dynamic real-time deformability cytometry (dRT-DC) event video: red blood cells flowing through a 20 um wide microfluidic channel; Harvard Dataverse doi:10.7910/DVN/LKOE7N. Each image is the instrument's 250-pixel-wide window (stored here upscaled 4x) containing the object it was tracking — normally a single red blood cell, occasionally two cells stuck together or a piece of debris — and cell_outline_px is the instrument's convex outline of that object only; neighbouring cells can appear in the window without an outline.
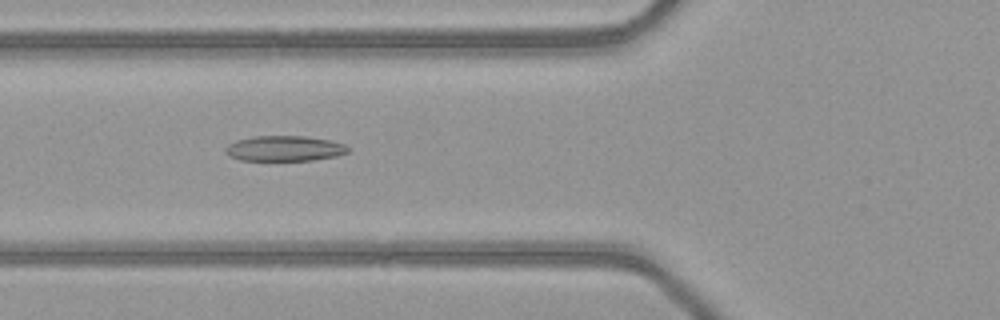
{"species": "common noctule bat (a hibernating species)", "species_latin": "Nyctalus noctula", "temperature_condition": "warm", "stored_images_in_passage": 47, "camera_frame_rate_fps": 3000, "um_per_image_px": 0.085, "animal": {"sex": "female", "body_mass_g": 21.9}, "frame": {"image": 1, "passage_image": 15, "time_ms": 4.667, "image_size_px": [1000, 320], "cell_outline_px": [[348, 152], [336, 156], [312, 160], [240, 160], [228, 156], [224, 152], [224, 148], [228, 144], [236, 140], [252, 136], [304, 136], [328, 140], [344, 144], [348, 148]], "centroid_in_image_um": [24.11, 12.62], "position_along_channel_um": 101.7, "area_um2": 18.09}}
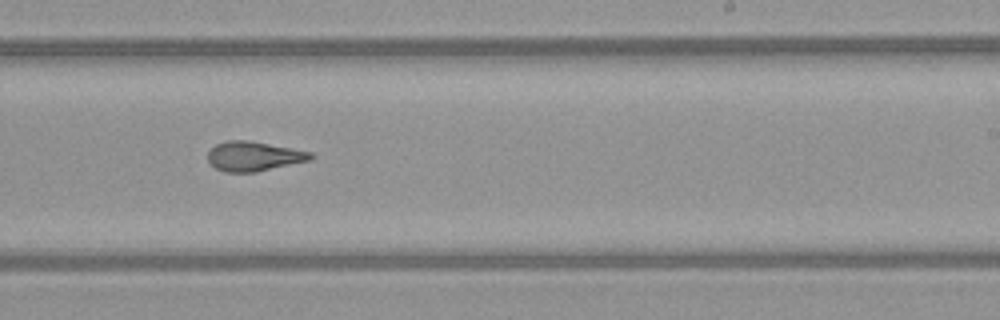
{"frame": {"image": 2, "passage_image": 27, "time_ms": 8.667, "image_size_px": [1000, 320], "cell_outline_px": [[312, 160], [256, 172], [224, 172], [216, 168], [208, 160], [208, 152], [216, 144], [228, 140], [248, 140], [292, 148], [312, 152]], "centroid_in_image_um": [21.58, 13.28], "position_along_channel_um": 267.4, "area_um2": 17.69}}
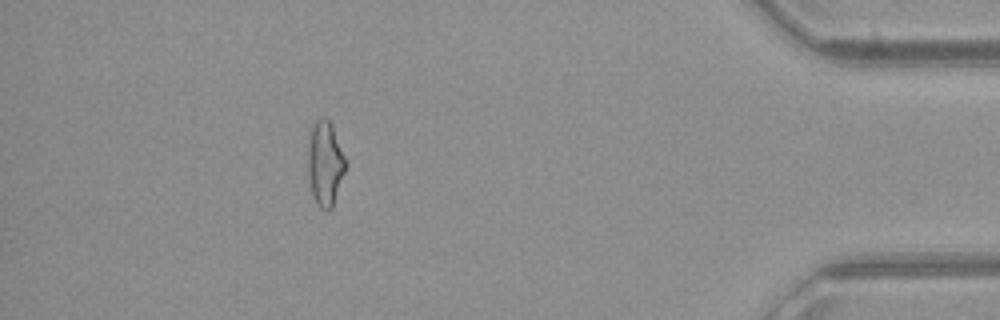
{"frame": {"image": 3, "passage_image": 41, "time_ms": 13.333, "image_size_px": [1000, 320], "cell_outline_px": [[344, 172], [332, 208], [328, 212], [320, 208], [316, 204], [312, 196], [308, 172], [308, 144], [312, 128], [316, 120], [320, 116], [324, 116], [332, 124], [344, 156]], "centroid_in_image_um": [27.6, 13.91], "position_along_channel_um": 407.6, "area_um2": 18.38}, "authors_computed_cell_mechanics": {"area_um2": 18.4382, "velocity_mm_per_s": 4.1368, "shape_relaxation_time_tau1_ms": null, "shape_relaxation_time_tau2_ms": 2.6066, "deformation_change_tau1": null, "deformation_change_tau2": 0.1208}}